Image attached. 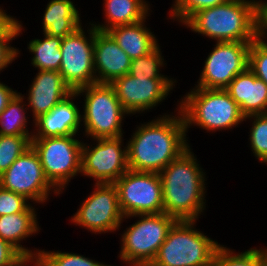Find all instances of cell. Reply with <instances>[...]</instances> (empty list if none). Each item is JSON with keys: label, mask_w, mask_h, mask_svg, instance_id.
I'll use <instances>...</instances> for the list:
<instances>
[{"label": "cell", "mask_w": 267, "mask_h": 266, "mask_svg": "<svg viewBox=\"0 0 267 266\" xmlns=\"http://www.w3.org/2000/svg\"><path fill=\"white\" fill-rule=\"evenodd\" d=\"M249 69L267 84V40L258 35L249 49Z\"/></svg>", "instance_id": "32"}, {"label": "cell", "mask_w": 267, "mask_h": 266, "mask_svg": "<svg viewBox=\"0 0 267 266\" xmlns=\"http://www.w3.org/2000/svg\"><path fill=\"white\" fill-rule=\"evenodd\" d=\"M75 136L31 139V146L40 157L46 178L60 193L73 177L81 173L83 143Z\"/></svg>", "instance_id": "8"}, {"label": "cell", "mask_w": 267, "mask_h": 266, "mask_svg": "<svg viewBox=\"0 0 267 266\" xmlns=\"http://www.w3.org/2000/svg\"><path fill=\"white\" fill-rule=\"evenodd\" d=\"M0 186L39 204L48 200L52 190L60 194L46 178L40 157L32 146L0 175Z\"/></svg>", "instance_id": "11"}, {"label": "cell", "mask_w": 267, "mask_h": 266, "mask_svg": "<svg viewBox=\"0 0 267 266\" xmlns=\"http://www.w3.org/2000/svg\"><path fill=\"white\" fill-rule=\"evenodd\" d=\"M39 255L35 261L36 266H111L87 258L83 255L69 252L37 250Z\"/></svg>", "instance_id": "27"}, {"label": "cell", "mask_w": 267, "mask_h": 266, "mask_svg": "<svg viewBox=\"0 0 267 266\" xmlns=\"http://www.w3.org/2000/svg\"><path fill=\"white\" fill-rule=\"evenodd\" d=\"M30 85L26 103L32 109L33 121L46 114L73 91L59 71L39 70Z\"/></svg>", "instance_id": "18"}, {"label": "cell", "mask_w": 267, "mask_h": 266, "mask_svg": "<svg viewBox=\"0 0 267 266\" xmlns=\"http://www.w3.org/2000/svg\"><path fill=\"white\" fill-rule=\"evenodd\" d=\"M262 0H227L194 13L183 25L215 42H252L259 35Z\"/></svg>", "instance_id": "3"}, {"label": "cell", "mask_w": 267, "mask_h": 266, "mask_svg": "<svg viewBox=\"0 0 267 266\" xmlns=\"http://www.w3.org/2000/svg\"><path fill=\"white\" fill-rule=\"evenodd\" d=\"M23 29L22 23L14 17L0 29V71L7 68L20 54L17 48L10 46V42L15 40Z\"/></svg>", "instance_id": "29"}, {"label": "cell", "mask_w": 267, "mask_h": 266, "mask_svg": "<svg viewBox=\"0 0 267 266\" xmlns=\"http://www.w3.org/2000/svg\"><path fill=\"white\" fill-rule=\"evenodd\" d=\"M5 266H28V265H5Z\"/></svg>", "instance_id": "40"}, {"label": "cell", "mask_w": 267, "mask_h": 266, "mask_svg": "<svg viewBox=\"0 0 267 266\" xmlns=\"http://www.w3.org/2000/svg\"><path fill=\"white\" fill-rule=\"evenodd\" d=\"M195 223L176 221L149 266H211L220 244L195 229Z\"/></svg>", "instance_id": "5"}, {"label": "cell", "mask_w": 267, "mask_h": 266, "mask_svg": "<svg viewBox=\"0 0 267 266\" xmlns=\"http://www.w3.org/2000/svg\"><path fill=\"white\" fill-rule=\"evenodd\" d=\"M16 93V90H13L0 81V113L7 107L8 102Z\"/></svg>", "instance_id": "36"}, {"label": "cell", "mask_w": 267, "mask_h": 266, "mask_svg": "<svg viewBox=\"0 0 267 266\" xmlns=\"http://www.w3.org/2000/svg\"><path fill=\"white\" fill-rule=\"evenodd\" d=\"M174 83V79L136 78L128 73L110 85L121 106L130 115L153 109L169 95Z\"/></svg>", "instance_id": "15"}, {"label": "cell", "mask_w": 267, "mask_h": 266, "mask_svg": "<svg viewBox=\"0 0 267 266\" xmlns=\"http://www.w3.org/2000/svg\"><path fill=\"white\" fill-rule=\"evenodd\" d=\"M12 18L0 7V29Z\"/></svg>", "instance_id": "38"}, {"label": "cell", "mask_w": 267, "mask_h": 266, "mask_svg": "<svg viewBox=\"0 0 267 266\" xmlns=\"http://www.w3.org/2000/svg\"><path fill=\"white\" fill-rule=\"evenodd\" d=\"M32 136H12L0 134V175L31 147Z\"/></svg>", "instance_id": "28"}, {"label": "cell", "mask_w": 267, "mask_h": 266, "mask_svg": "<svg viewBox=\"0 0 267 266\" xmlns=\"http://www.w3.org/2000/svg\"><path fill=\"white\" fill-rule=\"evenodd\" d=\"M28 201L23 195L0 186V216L23 212L30 205Z\"/></svg>", "instance_id": "34"}, {"label": "cell", "mask_w": 267, "mask_h": 266, "mask_svg": "<svg viewBox=\"0 0 267 266\" xmlns=\"http://www.w3.org/2000/svg\"><path fill=\"white\" fill-rule=\"evenodd\" d=\"M122 139V136L93 139L96 146L92 148L83 142L81 175L94 178L96 184H114L129 169L127 147L122 145Z\"/></svg>", "instance_id": "12"}, {"label": "cell", "mask_w": 267, "mask_h": 266, "mask_svg": "<svg viewBox=\"0 0 267 266\" xmlns=\"http://www.w3.org/2000/svg\"><path fill=\"white\" fill-rule=\"evenodd\" d=\"M36 215L35 207L33 208L30 204L23 212L0 216V238L7 241L23 256L34 259L35 261L39 252L23 247L21 241L38 233L39 224Z\"/></svg>", "instance_id": "20"}, {"label": "cell", "mask_w": 267, "mask_h": 266, "mask_svg": "<svg viewBox=\"0 0 267 266\" xmlns=\"http://www.w3.org/2000/svg\"><path fill=\"white\" fill-rule=\"evenodd\" d=\"M94 191L84 200L71 222L92 233L114 232L125 219L114 184L95 183Z\"/></svg>", "instance_id": "13"}, {"label": "cell", "mask_w": 267, "mask_h": 266, "mask_svg": "<svg viewBox=\"0 0 267 266\" xmlns=\"http://www.w3.org/2000/svg\"><path fill=\"white\" fill-rule=\"evenodd\" d=\"M260 261H261V266H267V249L266 248L260 249Z\"/></svg>", "instance_id": "39"}, {"label": "cell", "mask_w": 267, "mask_h": 266, "mask_svg": "<svg viewBox=\"0 0 267 266\" xmlns=\"http://www.w3.org/2000/svg\"><path fill=\"white\" fill-rule=\"evenodd\" d=\"M211 266H261L260 249L250 248L245 252L235 253L220 245Z\"/></svg>", "instance_id": "30"}, {"label": "cell", "mask_w": 267, "mask_h": 266, "mask_svg": "<svg viewBox=\"0 0 267 266\" xmlns=\"http://www.w3.org/2000/svg\"><path fill=\"white\" fill-rule=\"evenodd\" d=\"M160 115L137 126L126 144L128 168L138 172L160 173L190 146L182 113Z\"/></svg>", "instance_id": "1"}, {"label": "cell", "mask_w": 267, "mask_h": 266, "mask_svg": "<svg viewBox=\"0 0 267 266\" xmlns=\"http://www.w3.org/2000/svg\"><path fill=\"white\" fill-rule=\"evenodd\" d=\"M139 217L137 222L122 234L120 259L129 266H149L155 259L167 233L177 221L166 213L139 214L124 217Z\"/></svg>", "instance_id": "6"}, {"label": "cell", "mask_w": 267, "mask_h": 266, "mask_svg": "<svg viewBox=\"0 0 267 266\" xmlns=\"http://www.w3.org/2000/svg\"><path fill=\"white\" fill-rule=\"evenodd\" d=\"M179 103L186 133L192 125L209 132L232 129L245 118L225 89L195 87Z\"/></svg>", "instance_id": "4"}, {"label": "cell", "mask_w": 267, "mask_h": 266, "mask_svg": "<svg viewBox=\"0 0 267 266\" xmlns=\"http://www.w3.org/2000/svg\"><path fill=\"white\" fill-rule=\"evenodd\" d=\"M25 97L17 92L0 113V134L12 136H32L27 128L28 116L24 104ZM23 102V103H22ZM23 104V105H22ZM25 109V110H24Z\"/></svg>", "instance_id": "25"}, {"label": "cell", "mask_w": 267, "mask_h": 266, "mask_svg": "<svg viewBox=\"0 0 267 266\" xmlns=\"http://www.w3.org/2000/svg\"><path fill=\"white\" fill-rule=\"evenodd\" d=\"M93 57L96 83L111 84L130 71L129 56L108 32L98 31L95 27Z\"/></svg>", "instance_id": "16"}, {"label": "cell", "mask_w": 267, "mask_h": 266, "mask_svg": "<svg viewBox=\"0 0 267 266\" xmlns=\"http://www.w3.org/2000/svg\"><path fill=\"white\" fill-rule=\"evenodd\" d=\"M259 35H261L264 39L267 38V1H262L260 7Z\"/></svg>", "instance_id": "37"}, {"label": "cell", "mask_w": 267, "mask_h": 266, "mask_svg": "<svg viewBox=\"0 0 267 266\" xmlns=\"http://www.w3.org/2000/svg\"><path fill=\"white\" fill-rule=\"evenodd\" d=\"M248 118L254 120L249 135L252 152L261 163L267 164V114L245 116L244 121Z\"/></svg>", "instance_id": "31"}, {"label": "cell", "mask_w": 267, "mask_h": 266, "mask_svg": "<svg viewBox=\"0 0 267 266\" xmlns=\"http://www.w3.org/2000/svg\"><path fill=\"white\" fill-rule=\"evenodd\" d=\"M244 116L267 114V84L249 67L225 88Z\"/></svg>", "instance_id": "19"}, {"label": "cell", "mask_w": 267, "mask_h": 266, "mask_svg": "<svg viewBox=\"0 0 267 266\" xmlns=\"http://www.w3.org/2000/svg\"><path fill=\"white\" fill-rule=\"evenodd\" d=\"M164 58L158 45L149 54L131 60L129 74L136 78L148 79H172L160 73L161 67H164Z\"/></svg>", "instance_id": "26"}, {"label": "cell", "mask_w": 267, "mask_h": 266, "mask_svg": "<svg viewBox=\"0 0 267 266\" xmlns=\"http://www.w3.org/2000/svg\"><path fill=\"white\" fill-rule=\"evenodd\" d=\"M76 97H78V94L73 91L54 106L50 112L36 118L33 121L35 129L33 130L32 138L76 135L81 128L80 125H82V115L77 105L73 102Z\"/></svg>", "instance_id": "17"}, {"label": "cell", "mask_w": 267, "mask_h": 266, "mask_svg": "<svg viewBox=\"0 0 267 266\" xmlns=\"http://www.w3.org/2000/svg\"><path fill=\"white\" fill-rule=\"evenodd\" d=\"M227 0H175L170 11L171 19H176L184 24L194 13L199 10L218 6Z\"/></svg>", "instance_id": "33"}, {"label": "cell", "mask_w": 267, "mask_h": 266, "mask_svg": "<svg viewBox=\"0 0 267 266\" xmlns=\"http://www.w3.org/2000/svg\"><path fill=\"white\" fill-rule=\"evenodd\" d=\"M124 215L164 213L162 182L159 173L128 169L115 183Z\"/></svg>", "instance_id": "9"}, {"label": "cell", "mask_w": 267, "mask_h": 266, "mask_svg": "<svg viewBox=\"0 0 267 266\" xmlns=\"http://www.w3.org/2000/svg\"><path fill=\"white\" fill-rule=\"evenodd\" d=\"M45 9L42 28L50 36L64 38L82 25L79 12L71 0H51Z\"/></svg>", "instance_id": "22"}, {"label": "cell", "mask_w": 267, "mask_h": 266, "mask_svg": "<svg viewBox=\"0 0 267 266\" xmlns=\"http://www.w3.org/2000/svg\"><path fill=\"white\" fill-rule=\"evenodd\" d=\"M251 42H216L205 60L197 88L225 89L248 68Z\"/></svg>", "instance_id": "14"}, {"label": "cell", "mask_w": 267, "mask_h": 266, "mask_svg": "<svg viewBox=\"0 0 267 266\" xmlns=\"http://www.w3.org/2000/svg\"><path fill=\"white\" fill-rule=\"evenodd\" d=\"M191 150L189 147L159 173L164 213L177 221H197L206 207V174Z\"/></svg>", "instance_id": "2"}, {"label": "cell", "mask_w": 267, "mask_h": 266, "mask_svg": "<svg viewBox=\"0 0 267 266\" xmlns=\"http://www.w3.org/2000/svg\"><path fill=\"white\" fill-rule=\"evenodd\" d=\"M44 34V39H33L29 42V52L34 54L31 64L39 70L59 71L61 65V37Z\"/></svg>", "instance_id": "24"}, {"label": "cell", "mask_w": 267, "mask_h": 266, "mask_svg": "<svg viewBox=\"0 0 267 266\" xmlns=\"http://www.w3.org/2000/svg\"><path fill=\"white\" fill-rule=\"evenodd\" d=\"M89 24L91 27L87 30L88 37L81 26L71 35L62 38L59 73L72 91L96 84L93 57L94 26Z\"/></svg>", "instance_id": "10"}, {"label": "cell", "mask_w": 267, "mask_h": 266, "mask_svg": "<svg viewBox=\"0 0 267 266\" xmlns=\"http://www.w3.org/2000/svg\"><path fill=\"white\" fill-rule=\"evenodd\" d=\"M144 20L130 25H119L107 32L131 60L145 56L159 44L153 32L146 27Z\"/></svg>", "instance_id": "21"}, {"label": "cell", "mask_w": 267, "mask_h": 266, "mask_svg": "<svg viewBox=\"0 0 267 266\" xmlns=\"http://www.w3.org/2000/svg\"><path fill=\"white\" fill-rule=\"evenodd\" d=\"M30 263V264H29ZM35 266V260L23 256L7 241L0 238V266L5 265H31Z\"/></svg>", "instance_id": "35"}, {"label": "cell", "mask_w": 267, "mask_h": 266, "mask_svg": "<svg viewBox=\"0 0 267 266\" xmlns=\"http://www.w3.org/2000/svg\"><path fill=\"white\" fill-rule=\"evenodd\" d=\"M105 22L92 25L98 30L107 32L119 25L135 24L144 20L150 11V4L145 0H104Z\"/></svg>", "instance_id": "23"}, {"label": "cell", "mask_w": 267, "mask_h": 266, "mask_svg": "<svg viewBox=\"0 0 267 266\" xmlns=\"http://www.w3.org/2000/svg\"><path fill=\"white\" fill-rule=\"evenodd\" d=\"M84 95L82 121L87 138L93 139L124 136L122 120L128 114L110 84H92L76 90Z\"/></svg>", "instance_id": "7"}]
</instances>
